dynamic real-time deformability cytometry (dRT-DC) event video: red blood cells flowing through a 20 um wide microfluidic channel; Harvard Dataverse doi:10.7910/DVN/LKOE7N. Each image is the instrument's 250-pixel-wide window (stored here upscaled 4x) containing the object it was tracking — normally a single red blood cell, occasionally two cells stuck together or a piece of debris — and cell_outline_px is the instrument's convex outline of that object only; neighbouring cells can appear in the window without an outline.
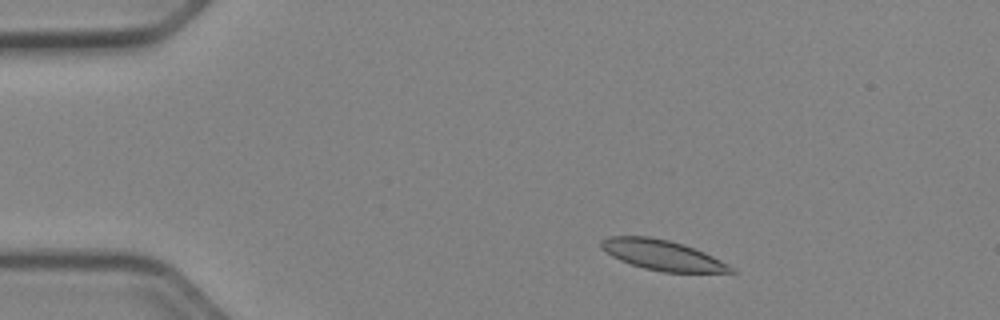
{"species": "Egyptian fruit bat (a non-hibernating species)", "species_latin": "Rousettus aegyptiacus", "temperature_condition": "cold", "stored_images_in_passage": 6, "camera_frame_rate_fps": 3000, "um_per_image_px": 0.085, "animal": {"sex": "female"}, "frame": {"image": 1, "passage_image": 1, "time_ms": 0.0, "image_size_px": [1000, 320], "cell_outline_px": [[736, 272], [664, 272], [644, 268], [620, 260], [612, 256], [600, 248], [600, 240], [608, 236], [652, 236], [684, 244], [704, 252], [736, 268]], "centroid_in_image_um": [56.28, 21.67], "position_along_channel_um": 28.7, "area_um2": 22.83}}